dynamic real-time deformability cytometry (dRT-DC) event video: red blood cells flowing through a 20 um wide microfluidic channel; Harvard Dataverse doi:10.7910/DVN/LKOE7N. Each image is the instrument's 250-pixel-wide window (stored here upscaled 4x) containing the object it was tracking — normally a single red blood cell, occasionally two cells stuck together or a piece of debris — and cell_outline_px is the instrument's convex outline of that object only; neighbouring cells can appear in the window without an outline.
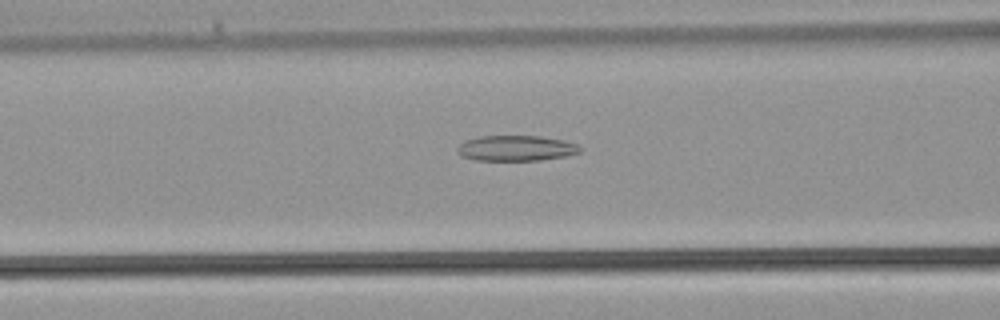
{"species": "common noctule bat (a hibernating species)", "species_latin": "Nyctalus noctula", "temperature_condition": "warm", "stored_images_in_passage": 33, "camera_frame_rate_fps": 3000, "um_per_image_px": 0.085, "animal": {"sex": "male", "body_mass_g": 21.5, "forearm_length_mm": 52.0}, "frame": {"image": 1, "passage_image": 15, "time_ms": 4.667, "image_size_px": [1000, 320], "cell_outline_px": [[584, 148], [580, 152], [568, 156], [540, 160], [476, 160], [460, 156], [456, 152], [456, 148], [464, 140], [480, 136], [540, 136], [564, 140], [576, 144]], "centroid_in_image_um": [43.87, 12.6], "position_along_channel_um": 122.7, "area_um2": 18.44}}
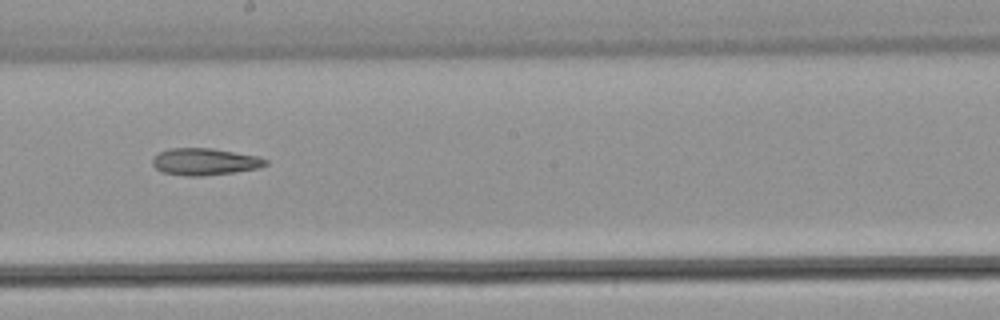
{"frame": {"image": 2, "passage_image": 21, "time_ms": 6.667, "image_size_px": [1000, 320], "cell_outline_px": [[268, 164], [256, 168], [232, 172], [200, 176], [184, 176], [164, 172], [156, 168], [152, 164], [152, 160], [160, 152], [168, 148], [212, 148], [260, 156], [268, 160]], "centroid_in_image_um": [17.42, 13.73], "position_along_channel_um": 230.8, "area_um2": 17.63}}
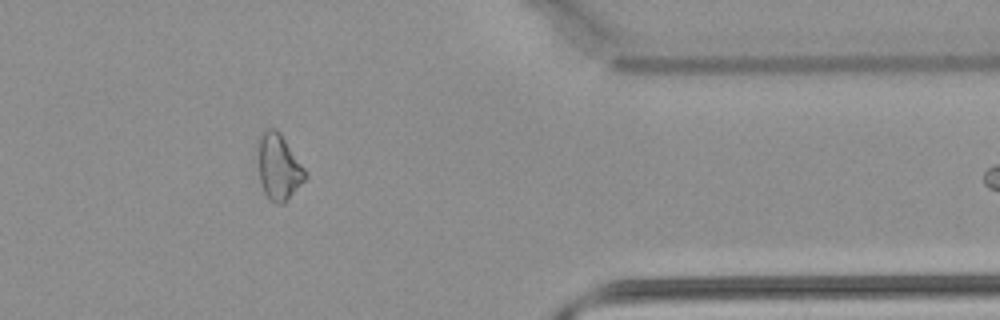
{"frame": {"image": 3, "passage_image": 31, "time_ms": 10.0, "image_size_px": [1000, 320], "cell_outline_px": [[308, 176], [288, 200], [284, 204], [276, 204], [268, 200], [264, 192], [260, 180], [256, 156], [256, 144], [264, 128], [276, 128], [280, 132], [308, 172]], "centroid_in_image_um": [23.66, 14.18], "position_along_channel_um": 387.7, "area_um2": 18.9}}